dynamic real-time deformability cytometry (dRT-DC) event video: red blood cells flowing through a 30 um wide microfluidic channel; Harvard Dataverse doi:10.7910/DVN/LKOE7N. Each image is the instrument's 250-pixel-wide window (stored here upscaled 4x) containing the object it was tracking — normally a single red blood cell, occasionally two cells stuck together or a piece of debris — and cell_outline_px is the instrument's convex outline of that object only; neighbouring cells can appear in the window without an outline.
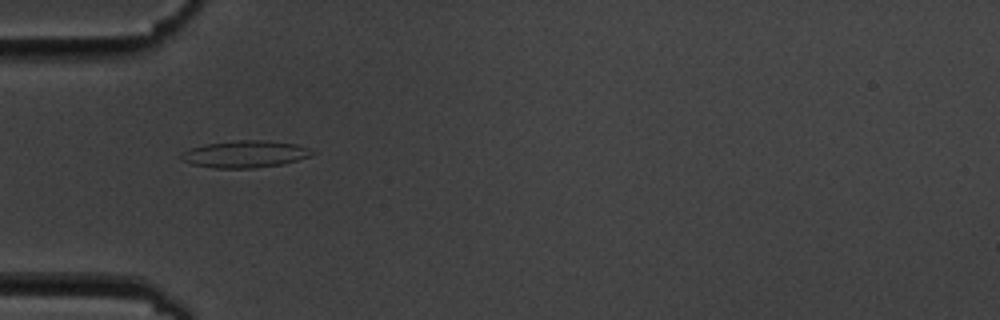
{"species": "common noctule bat (a hibernating species)", "species_latin": "Nyctalus noctula", "temperature_condition": "cold", "stored_images_in_passage": 3, "camera_frame_rate_fps": 3000, "um_per_image_px": 0.085, "animal": {"sex": "male", "body_mass_g": 19.5, "forearm_length_mm": 54.6}, "frame": {"image": 1, "passage_image": 2, "time_ms": 1.333, "image_size_px": [1000, 320], "cell_outline_px": [[316, 152], [308, 156], [284, 164], [256, 168], [212, 168], [192, 164], [180, 160], [180, 156], [188, 148], [204, 144], [240, 140], [264, 140], [296, 144], [308, 148]], "centroid_in_image_um": [20.79, 13.1], "position_along_channel_um": 64.2, "area_um2": 20.63}}